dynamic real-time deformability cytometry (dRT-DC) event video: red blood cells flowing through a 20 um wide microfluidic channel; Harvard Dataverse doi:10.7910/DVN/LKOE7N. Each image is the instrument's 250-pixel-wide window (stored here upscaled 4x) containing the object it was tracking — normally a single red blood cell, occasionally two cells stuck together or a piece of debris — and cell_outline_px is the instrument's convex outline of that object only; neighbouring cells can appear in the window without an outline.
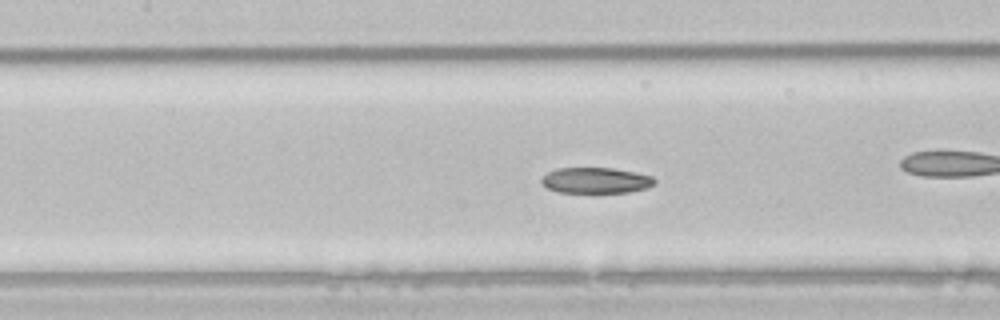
{"species": "common noctule bat (a hibernating species)", "species_latin": "Nyctalus noctula", "temperature_condition": "room temperature", "stored_images_in_passage": 42, "camera_frame_rate_fps": 3000, "um_per_image_px": 0.085, "animal": {"sex": "male", "body_mass_g": 21.5, "forearm_length_mm": 52.0}, "frame": {"image": 1, "passage_image": 13, "time_ms": 4.0, "image_size_px": [1000, 320], "cell_outline_px": [[656, 184], [644, 188], [628, 192], [592, 196], [556, 192], [548, 188], [540, 180], [548, 172], [556, 168], [612, 168], [636, 172], [652, 176], [656, 180]], "centroid_in_image_um": [50.64, 15.39], "position_along_channel_um": 156.8, "area_um2": 17.92}, "authors_computed_cell_mechanics": {"area_um2": 19.1607, "velocity_mm_per_s": 3.9354, "shape_relaxation_time_tau1_ms": null, "shape_relaxation_time_tau2_ms": 3.1472, "deformation_change_tau1": null, "deformation_change_tau2": 0.0723}}